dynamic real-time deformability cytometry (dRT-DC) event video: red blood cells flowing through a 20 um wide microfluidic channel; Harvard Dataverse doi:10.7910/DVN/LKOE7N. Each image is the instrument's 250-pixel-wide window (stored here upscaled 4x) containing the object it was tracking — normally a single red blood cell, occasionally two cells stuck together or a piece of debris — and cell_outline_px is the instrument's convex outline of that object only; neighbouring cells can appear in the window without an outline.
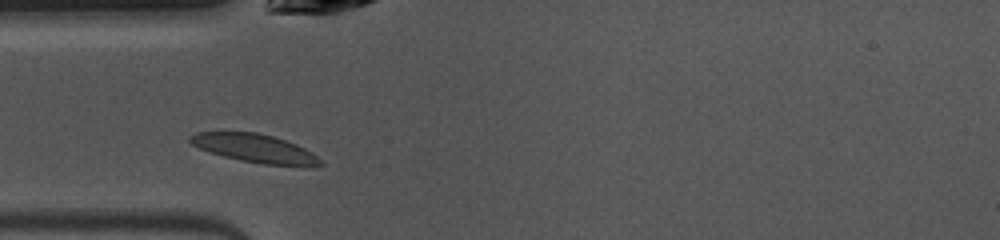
{"species": "common noctule bat (a hibernating species)", "species_latin": "Nyctalus noctula", "temperature_condition": "warm", "stored_images_in_passage": 34, "camera_frame_rate_fps": 3000, "um_per_image_px": 0.085, "animal": {"sex": "female", "body_mass_g": 10.0, "forearm_length_mm": 53.1}, "frame": {"image": 1, "passage_image": 1, "time_ms": 0.0, "image_size_px": [1000, 240], "cell_outline_px": [[324, 164], [304, 168], [264, 164], [240, 160], [224, 156], [200, 148], [192, 144], [188, 140], [188, 136], [196, 132], [256, 132], [272, 136], [296, 144], [312, 152]], "centroid_in_image_um": [21.71, 12.63], "position_along_channel_um": 63.3, "area_um2": 21.68}}
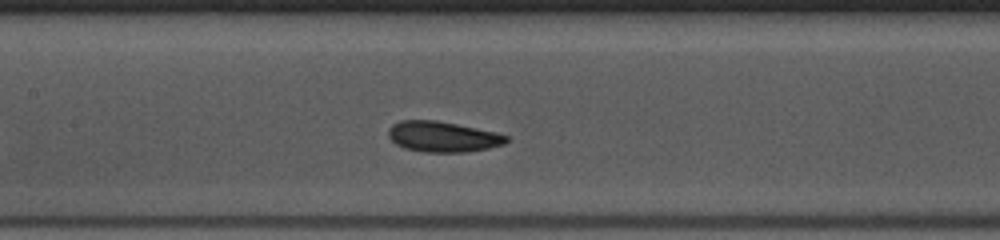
{"frame": {"image": 2, "passage_image": 9, "time_ms": 2.667, "image_size_px": [1000, 240], "cell_outline_px": [[508, 140], [504, 144], [488, 148], [464, 152], [424, 152], [404, 148], [396, 144], [388, 136], [388, 128], [392, 124], [400, 120], [436, 120], [476, 128], [508, 136]], "centroid_in_image_um": [37.58, 11.62], "position_along_channel_um": 169.8, "area_um2": 20.87}}
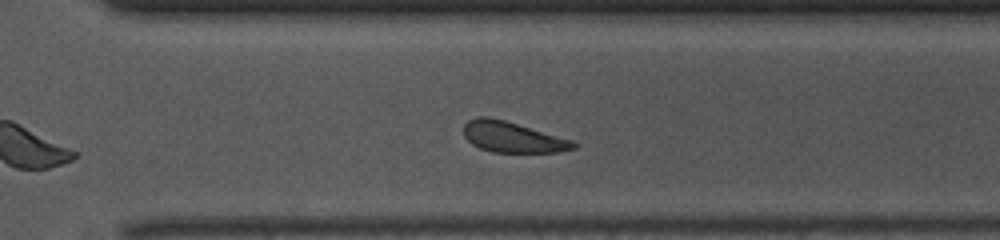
{"frame": {"image": 3, "passage_image": 21, "time_ms": 6.667, "image_size_px": [1000, 240], "cell_outline_px": [[580, 144], [576, 148], [556, 152], [492, 152], [480, 148], [472, 144], [464, 136], [464, 124], [468, 120], [476, 116], [488, 116], [504, 120], [572, 140]], "centroid_in_image_um": [43.55, 11.65], "position_along_channel_um": 327.0, "area_um2": 19.59}, "authors_computed_cell_mechanics": {"area_um2": 20.3456, "velocity_mm_per_s": 3.9483, "shape_relaxation_time_tau1_ms": 1.0949, "shape_relaxation_time_tau2_ms": null, "deformation_change_tau1": 0.09, "deformation_change_tau2": null}}